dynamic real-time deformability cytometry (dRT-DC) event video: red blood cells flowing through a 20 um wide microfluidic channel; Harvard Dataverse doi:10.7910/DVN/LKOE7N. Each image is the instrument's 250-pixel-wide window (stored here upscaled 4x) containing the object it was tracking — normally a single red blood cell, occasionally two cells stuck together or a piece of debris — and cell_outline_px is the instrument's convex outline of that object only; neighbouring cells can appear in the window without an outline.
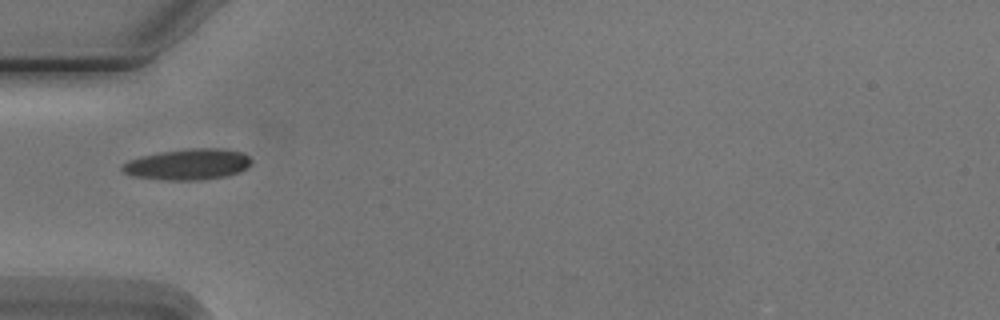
{"species": "Egyptian fruit bat (a non-hibernating species)", "species_latin": "Rousettus aegyptiacus", "temperature_condition": "cold", "stored_images_in_passage": 2, "camera_frame_rate_fps": 3000, "um_per_image_px": 0.085, "animal": {"sex": "male"}, "frame": {"image": 1, "passage_image": 1, "time_ms": 0.0, "image_size_px": [1000, 320], "cell_outline_px": [[252, 160], [248, 168], [240, 172], [228, 176], [200, 180], [160, 180], [132, 176], [124, 172], [120, 168], [120, 164], [128, 160], [140, 156], [160, 152], [188, 148], [216, 148], [240, 152], [248, 156]], "centroid_in_image_um": [15.94, 13.98], "position_along_channel_um": 69.1, "area_um2": 23.58}}
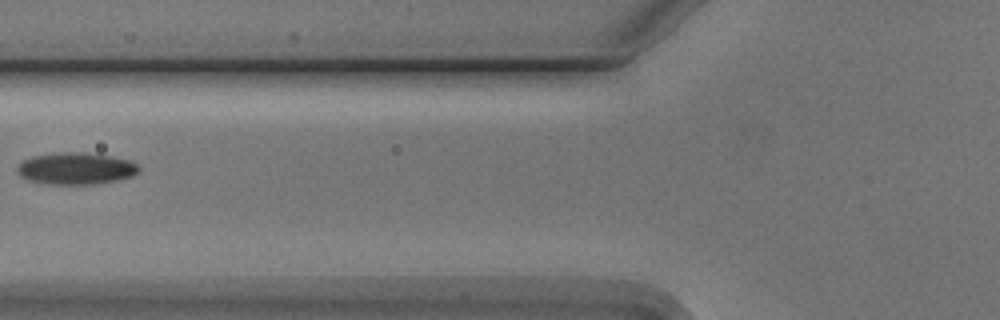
{"frame": {"image": 2, "passage_image": 2, "time_ms": 1.333, "image_size_px": [1000, 320], "cell_outline_px": [[140, 168], [132, 176], [116, 180], [96, 184], [48, 184], [28, 180], [20, 176], [16, 172], [16, 168], [24, 160], [32, 156], [68, 152], [80, 152], [112, 156], [132, 160]], "centroid_in_image_um": [6.45, 14.32], "position_along_channel_um": 119.4, "area_um2": 22.48}}